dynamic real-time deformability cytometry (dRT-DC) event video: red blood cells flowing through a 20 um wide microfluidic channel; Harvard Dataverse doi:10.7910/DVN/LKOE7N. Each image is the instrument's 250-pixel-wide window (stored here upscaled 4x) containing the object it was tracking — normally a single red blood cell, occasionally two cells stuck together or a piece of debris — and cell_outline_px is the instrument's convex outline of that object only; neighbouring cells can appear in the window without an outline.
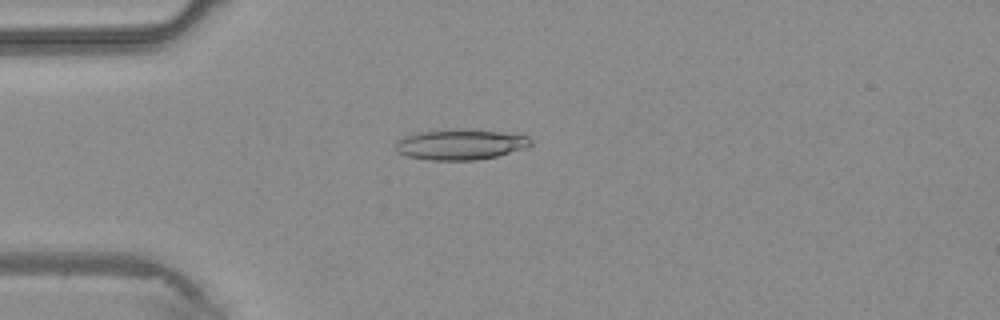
{"species": "common noctule bat (a hibernating species)", "species_latin": "Nyctalus noctula", "temperature_condition": "warm", "stored_images_in_passage": 33, "camera_frame_rate_fps": 3000, "um_per_image_px": 0.085, "animal": {"sex": "male", "body_mass_g": 20.4}, "frame": {"image": 1, "passage_image": 2, "time_ms": 0.333, "image_size_px": [1000, 320], "cell_outline_px": [[532, 144], [524, 148], [496, 156], [476, 160], [428, 160], [408, 156], [396, 152], [396, 144], [404, 136], [420, 132], [460, 128], [464, 128], [500, 132], [528, 136], [532, 140]], "centroid_in_image_um": [39.14, 12.27], "position_along_channel_um": 45.9, "area_um2": 23.93}}
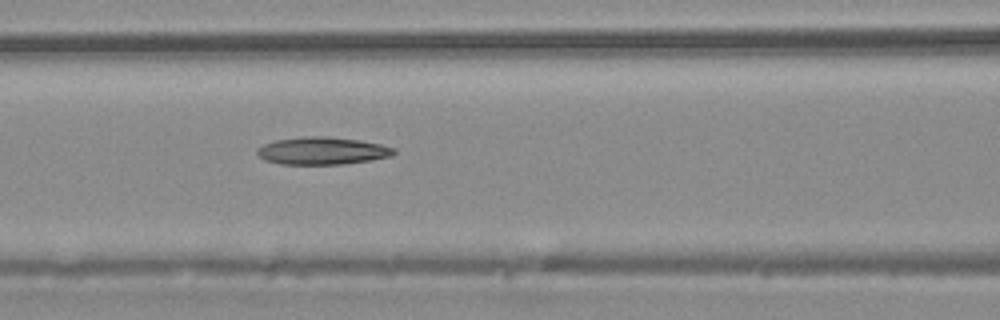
{"frame": {"image": 2, "passage_image": 9, "time_ms": 2.667, "image_size_px": [1000, 320], "cell_outline_px": [[396, 152], [392, 156], [372, 160], [344, 164], [280, 164], [264, 160], [256, 156], [256, 148], [264, 144], [276, 140], [304, 136], [328, 136], [360, 140], [380, 144], [396, 148]], "centroid_in_image_um": [27.38, 12.82], "position_along_channel_um": 139.2, "area_um2": 22.2}}
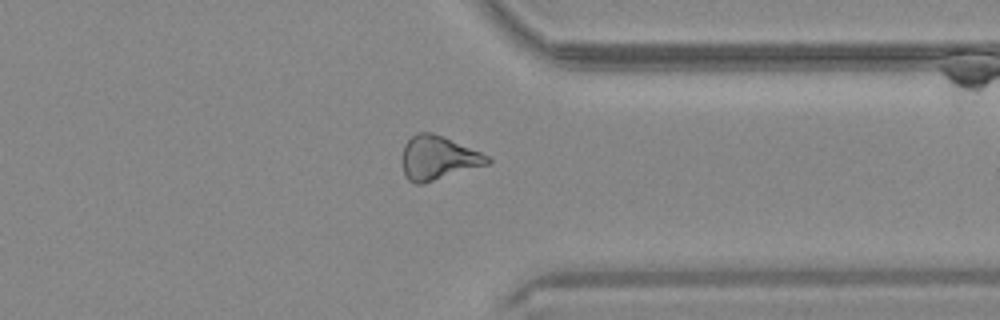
{"frame": {"image": 3, "passage_image": 24, "time_ms": 7.667, "image_size_px": [1000, 320], "cell_outline_px": [[492, 160], [488, 164], [424, 184], [416, 184], [408, 180], [404, 172], [400, 160], [404, 144], [416, 132], [432, 132], [444, 136], [480, 152], [488, 156]], "centroid_in_image_um": [37.2, 13.42], "position_along_channel_um": 374.2, "area_um2": 22.02}}